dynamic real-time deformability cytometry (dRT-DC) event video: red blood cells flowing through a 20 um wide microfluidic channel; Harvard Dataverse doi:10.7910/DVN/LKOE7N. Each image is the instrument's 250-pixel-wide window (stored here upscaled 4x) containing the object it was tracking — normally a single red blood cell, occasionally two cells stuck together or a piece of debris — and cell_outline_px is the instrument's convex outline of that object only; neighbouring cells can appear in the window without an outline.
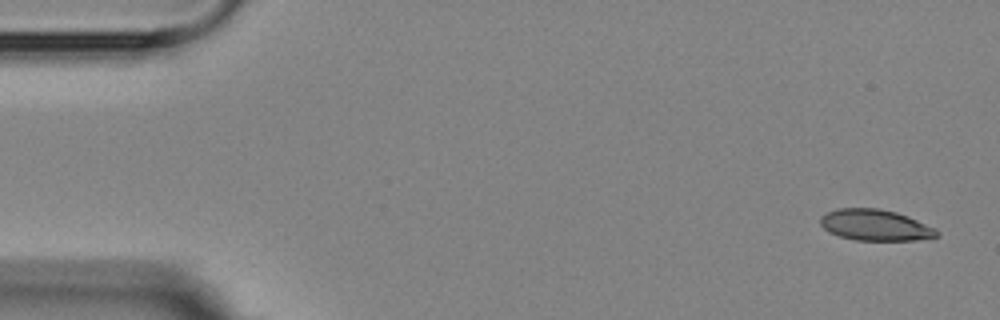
{"species": "Egyptian fruit bat (a non-hibernating species)", "species_latin": "Rousettus aegyptiacus", "temperature_condition": "room temperature", "stored_images_in_passage": 4, "camera_frame_rate_fps": 3000, "um_per_image_px": 0.085, "animal": {"sex": "female"}, "frame": {"image": 1, "passage_image": 1, "time_ms": 0.0, "image_size_px": [1000, 320], "cell_outline_px": [[940, 236], [916, 240], [856, 240], [840, 236], [828, 232], [820, 224], [820, 216], [836, 208], [880, 208], [896, 212], [908, 216], [936, 228], [940, 232]], "centroid_in_image_um": [74.41, 19.13], "position_along_channel_um": 10.6, "area_um2": 21.27}}
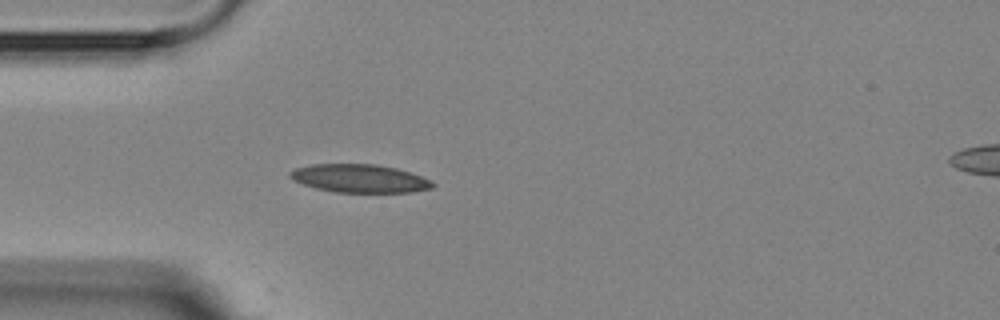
{"frame": {"image": 2, "passage_image": 4, "time_ms": 4.333, "image_size_px": [1000, 320], "cell_outline_px": [[436, 184], [432, 188], [412, 192], [336, 192], [316, 188], [292, 180], [288, 176], [288, 172], [296, 168], [312, 164], [376, 164], [396, 168], [420, 176]], "centroid_in_image_um": [30.53, 15.16], "position_along_channel_um": 54.5, "area_um2": 23.29}}